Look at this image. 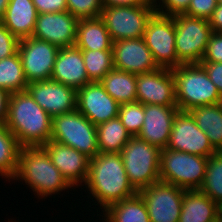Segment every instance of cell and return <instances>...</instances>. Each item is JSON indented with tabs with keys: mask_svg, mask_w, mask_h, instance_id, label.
Returning a JSON list of instances; mask_svg holds the SVG:
<instances>
[{
	"mask_svg": "<svg viewBox=\"0 0 222 222\" xmlns=\"http://www.w3.org/2000/svg\"><path fill=\"white\" fill-rule=\"evenodd\" d=\"M5 126L20 147L44 146L51 140L52 117L27 90L10 94Z\"/></svg>",
	"mask_w": 222,
	"mask_h": 222,
	"instance_id": "obj_1",
	"label": "cell"
},
{
	"mask_svg": "<svg viewBox=\"0 0 222 222\" xmlns=\"http://www.w3.org/2000/svg\"><path fill=\"white\" fill-rule=\"evenodd\" d=\"M85 185L103 210L138 193L129 182L120 153H98L90 159Z\"/></svg>",
	"mask_w": 222,
	"mask_h": 222,
	"instance_id": "obj_2",
	"label": "cell"
},
{
	"mask_svg": "<svg viewBox=\"0 0 222 222\" xmlns=\"http://www.w3.org/2000/svg\"><path fill=\"white\" fill-rule=\"evenodd\" d=\"M15 178L24 180L41 197L72 188L42 146L19 149L18 170L14 180Z\"/></svg>",
	"mask_w": 222,
	"mask_h": 222,
	"instance_id": "obj_3",
	"label": "cell"
},
{
	"mask_svg": "<svg viewBox=\"0 0 222 222\" xmlns=\"http://www.w3.org/2000/svg\"><path fill=\"white\" fill-rule=\"evenodd\" d=\"M178 109L190 111L204 105L222 103L216 85L200 63L182 64L172 69Z\"/></svg>",
	"mask_w": 222,
	"mask_h": 222,
	"instance_id": "obj_4",
	"label": "cell"
},
{
	"mask_svg": "<svg viewBox=\"0 0 222 222\" xmlns=\"http://www.w3.org/2000/svg\"><path fill=\"white\" fill-rule=\"evenodd\" d=\"M208 158L168 148L160 153V181L184 190H199L207 169Z\"/></svg>",
	"mask_w": 222,
	"mask_h": 222,
	"instance_id": "obj_5",
	"label": "cell"
},
{
	"mask_svg": "<svg viewBox=\"0 0 222 222\" xmlns=\"http://www.w3.org/2000/svg\"><path fill=\"white\" fill-rule=\"evenodd\" d=\"M160 153L158 147L150 145L138 136H132L120 152L129 182L137 190L160 180Z\"/></svg>",
	"mask_w": 222,
	"mask_h": 222,
	"instance_id": "obj_6",
	"label": "cell"
},
{
	"mask_svg": "<svg viewBox=\"0 0 222 222\" xmlns=\"http://www.w3.org/2000/svg\"><path fill=\"white\" fill-rule=\"evenodd\" d=\"M51 140L72 147L89 159L99 153L96 125L77 109L52 118Z\"/></svg>",
	"mask_w": 222,
	"mask_h": 222,
	"instance_id": "obj_7",
	"label": "cell"
},
{
	"mask_svg": "<svg viewBox=\"0 0 222 222\" xmlns=\"http://www.w3.org/2000/svg\"><path fill=\"white\" fill-rule=\"evenodd\" d=\"M173 17L178 60L182 64L200 63L213 33L209 21L185 14H176Z\"/></svg>",
	"mask_w": 222,
	"mask_h": 222,
	"instance_id": "obj_8",
	"label": "cell"
},
{
	"mask_svg": "<svg viewBox=\"0 0 222 222\" xmlns=\"http://www.w3.org/2000/svg\"><path fill=\"white\" fill-rule=\"evenodd\" d=\"M156 13L155 5L104 7L103 20L113 42L137 39L144 35L148 21Z\"/></svg>",
	"mask_w": 222,
	"mask_h": 222,
	"instance_id": "obj_9",
	"label": "cell"
},
{
	"mask_svg": "<svg viewBox=\"0 0 222 222\" xmlns=\"http://www.w3.org/2000/svg\"><path fill=\"white\" fill-rule=\"evenodd\" d=\"M143 39L159 68L172 70L182 65L175 50L176 34L173 16L155 13L148 21Z\"/></svg>",
	"mask_w": 222,
	"mask_h": 222,
	"instance_id": "obj_10",
	"label": "cell"
},
{
	"mask_svg": "<svg viewBox=\"0 0 222 222\" xmlns=\"http://www.w3.org/2000/svg\"><path fill=\"white\" fill-rule=\"evenodd\" d=\"M184 191L178 186L159 180L142 188L138 194L143 198L150 222H178Z\"/></svg>",
	"mask_w": 222,
	"mask_h": 222,
	"instance_id": "obj_11",
	"label": "cell"
},
{
	"mask_svg": "<svg viewBox=\"0 0 222 222\" xmlns=\"http://www.w3.org/2000/svg\"><path fill=\"white\" fill-rule=\"evenodd\" d=\"M59 47L33 36L19 41L18 53L29 83L51 79Z\"/></svg>",
	"mask_w": 222,
	"mask_h": 222,
	"instance_id": "obj_12",
	"label": "cell"
},
{
	"mask_svg": "<svg viewBox=\"0 0 222 222\" xmlns=\"http://www.w3.org/2000/svg\"><path fill=\"white\" fill-rule=\"evenodd\" d=\"M166 148L207 158L217 152L191 113L181 110L174 117Z\"/></svg>",
	"mask_w": 222,
	"mask_h": 222,
	"instance_id": "obj_13",
	"label": "cell"
},
{
	"mask_svg": "<svg viewBox=\"0 0 222 222\" xmlns=\"http://www.w3.org/2000/svg\"><path fill=\"white\" fill-rule=\"evenodd\" d=\"M52 118L76 110L77 90L52 79L29 83L26 89Z\"/></svg>",
	"mask_w": 222,
	"mask_h": 222,
	"instance_id": "obj_14",
	"label": "cell"
},
{
	"mask_svg": "<svg viewBox=\"0 0 222 222\" xmlns=\"http://www.w3.org/2000/svg\"><path fill=\"white\" fill-rule=\"evenodd\" d=\"M137 102L162 106H177L175 80L172 70L158 68L151 72L136 74Z\"/></svg>",
	"mask_w": 222,
	"mask_h": 222,
	"instance_id": "obj_15",
	"label": "cell"
},
{
	"mask_svg": "<svg viewBox=\"0 0 222 222\" xmlns=\"http://www.w3.org/2000/svg\"><path fill=\"white\" fill-rule=\"evenodd\" d=\"M119 107L100 82H90L77 90L76 109L96 126L118 117Z\"/></svg>",
	"mask_w": 222,
	"mask_h": 222,
	"instance_id": "obj_16",
	"label": "cell"
},
{
	"mask_svg": "<svg viewBox=\"0 0 222 222\" xmlns=\"http://www.w3.org/2000/svg\"><path fill=\"white\" fill-rule=\"evenodd\" d=\"M78 21L69 11L38 14L32 36L59 48L71 47L76 43Z\"/></svg>",
	"mask_w": 222,
	"mask_h": 222,
	"instance_id": "obj_17",
	"label": "cell"
},
{
	"mask_svg": "<svg viewBox=\"0 0 222 222\" xmlns=\"http://www.w3.org/2000/svg\"><path fill=\"white\" fill-rule=\"evenodd\" d=\"M114 69L142 74L158 69L153 54L143 39H123L112 45Z\"/></svg>",
	"mask_w": 222,
	"mask_h": 222,
	"instance_id": "obj_18",
	"label": "cell"
},
{
	"mask_svg": "<svg viewBox=\"0 0 222 222\" xmlns=\"http://www.w3.org/2000/svg\"><path fill=\"white\" fill-rule=\"evenodd\" d=\"M42 147L47 151L53 165L71 186H78L79 183L86 182L90 164L87 156L53 140L48 141Z\"/></svg>",
	"mask_w": 222,
	"mask_h": 222,
	"instance_id": "obj_19",
	"label": "cell"
},
{
	"mask_svg": "<svg viewBox=\"0 0 222 222\" xmlns=\"http://www.w3.org/2000/svg\"><path fill=\"white\" fill-rule=\"evenodd\" d=\"M178 106L144 105V122L138 137L160 150L167 147Z\"/></svg>",
	"mask_w": 222,
	"mask_h": 222,
	"instance_id": "obj_20",
	"label": "cell"
},
{
	"mask_svg": "<svg viewBox=\"0 0 222 222\" xmlns=\"http://www.w3.org/2000/svg\"><path fill=\"white\" fill-rule=\"evenodd\" d=\"M51 79L76 90L90 83L81 49L76 45L59 48Z\"/></svg>",
	"mask_w": 222,
	"mask_h": 222,
	"instance_id": "obj_21",
	"label": "cell"
},
{
	"mask_svg": "<svg viewBox=\"0 0 222 222\" xmlns=\"http://www.w3.org/2000/svg\"><path fill=\"white\" fill-rule=\"evenodd\" d=\"M37 15L32 0H9L0 21L15 37L21 40L32 36Z\"/></svg>",
	"mask_w": 222,
	"mask_h": 222,
	"instance_id": "obj_22",
	"label": "cell"
},
{
	"mask_svg": "<svg viewBox=\"0 0 222 222\" xmlns=\"http://www.w3.org/2000/svg\"><path fill=\"white\" fill-rule=\"evenodd\" d=\"M220 206L200 190H185L178 222H214Z\"/></svg>",
	"mask_w": 222,
	"mask_h": 222,
	"instance_id": "obj_23",
	"label": "cell"
},
{
	"mask_svg": "<svg viewBox=\"0 0 222 222\" xmlns=\"http://www.w3.org/2000/svg\"><path fill=\"white\" fill-rule=\"evenodd\" d=\"M75 45L81 50H112L113 41L100 17L79 19Z\"/></svg>",
	"mask_w": 222,
	"mask_h": 222,
	"instance_id": "obj_24",
	"label": "cell"
},
{
	"mask_svg": "<svg viewBox=\"0 0 222 222\" xmlns=\"http://www.w3.org/2000/svg\"><path fill=\"white\" fill-rule=\"evenodd\" d=\"M189 112L208 137L212 147L217 152L222 151V103L198 106Z\"/></svg>",
	"mask_w": 222,
	"mask_h": 222,
	"instance_id": "obj_25",
	"label": "cell"
},
{
	"mask_svg": "<svg viewBox=\"0 0 222 222\" xmlns=\"http://www.w3.org/2000/svg\"><path fill=\"white\" fill-rule=\"evenodd\" d=\"M103 212L106 222H150L146 205L138 193L109 205Z\"/></svg>",
	"mask_w": 222,
	"mask_h": 222,
	"instance_id": "obj_26",
	"label": "cell"
},
{
	"mask_svg": "<svg viewBox=\"0 0 222 222\" xmlns=\"http://www.w3.org/2000/svg\"><path fill=\"white\" fill-rule=\"evenodd\" d=\"M100 83L105 91L119 104L137 102L136 74L112 69Z\"/></svg>",
	"mask_w": 222,
	"mask_h": 222,
	"instance_id": "obj_27",
	"label": "cell"
},
{
	"mask_svg": "<svg viewBox=\"0 0 222 222\" xmlns=\"http://www.w3.org/2000/svg\"><path fill=\"white\" fill-rule=\"evenodd\" d=\"M99 153H120L132 135L116 117L96 126Z\"/></svg>",
	"mask_w": 222,
	"mask_h": 222,
	"instance_id": "obj_28",
	"label": "cell"
},
{
	"mask_svg": "<svg viewBox=\"0 0 222 222\" xmlns=\"http://www.w3.org/2000/svg\"><path fill=\"white\" fill-rule=\"evenodd\" d=\"M20 145L16 137L0 124V174L4 178L14 179L18 170Z\"/></svg>",
	"mask_w": 222,
	"mask_h": 222,
	"instance_id": "obj_29",
	"label": "cell"
},
{
	"mask_svg": "<svg viewBox=\"0 0 222 222\" xmlns=\"http://www.w3.org/2000/svg\"><path fill=\"white\" fill-rule=\"evenodd\" d=\"M28 82L24 75L19 53L0 60V88L7 92H21L27 89Z\"/></svg>",
	"mask_w": 222,
	"mask_h": 222,
	"instance_id": "obj_30",
	"label": "cell"
},
{
	"mask_svg": "<svg viewBox=\"0 0 222 222\" xmlns=\"http://www.w3.org/2000/svg\"><path fill=\"white\" fill-rule=\"evenodd\" d=\"M199 190L222 206V151L208 157L204 182Z\"/></svg>",
	"mask_w": 222,
	"mask_h": 222,
	"instance_id": "obj_31",
	"label": "cell"
},
{
	"mask_svg": "<svg viewBox=\"0 0 222 222\" xmlns=\"http://www.w3.org/2000/svg\"><path fill=\"white\" fill-rule=\"evenodd\" d=\"M86 73L91 82H100L114 69L112 50H81Z\"/></svg>",
	"mask_w": 222,
	"mask_h": 222,
	"instance_id": "obj_32",
	"label": "cell"
},
{
	"mask_svg": "<svg viewBox=\"0 0 222 222\" xmlns=\"http://www.w3.org/2000/svg\"><path fill=\"white\" fill-rule=\"evenodd\" d=\"M118 118L132 136H138L144 122V104L139 102L120 104Z\"/></svg>",
	"mask_w": 222,
	"mask_h": 222,
	"instance_id": "obj_33",
	"label": "cell"
},
{
	"mask_svg": "<svg viewBox=\"0 0 222 222\" xmlns=\"http://www.w3.org/2000/svg\"><path fill=\"white\" fill-rule=\"evenodd\" d=\"M67 11L78 19L100 17L104 8L101 0H66Z\"/></svg>",
	"mask_w": 222,
	"mask_h": 222,
	"instance_id": "obj_34",
	"label": "cell"
},
{
	"mask_svg": "<svg viewBox=\"0 0 222 222\" xmlns=\"http://www.w3.org/2000/svg\"><path fill=\"white\" fill-rule=\"evenodd\" d=\"M19 41L0 21V60L16 54Z\"/></svg>",
	"mask_w": 222,
	"mask_h": 222,
	"instance_id": "obj_35",
	"label": "cell"
},
{
	"mask_svg": "<svg viewBox=\"0 0 222 222\" xmlns=\"http://www.w3.org/2000/svg\"><path fill=\"white\" fill-rule=\"evenodd\" d=\"M217 0H191L187 11V16L209 19L216 9Z\"/></svg>",
	"mask_w": 222,
	"mask_h": 222,
	"instance_id": "obj_36",
	"label": "cell"
},
{
	"mask_svg": "<svg viewBox=\"0 0 222 222\" xmlns=\"http://www.w3.org/2000/svg\"><path fill=\"white\" fill-rule=\"evenodd\" d=\"M201 62L222 63V32H213Z\"/></svg>",
	"mask_w": 222,
	"mask_h": 222,
	"instance_id": "obj_37",
	"label": "cell"
},
{
	"mask_svg": "<svg viewBox=\"0 0 222 222\" xmlns=\"http://www.w3.org/2000/svg\"><path fill=\"white\" fill-rule=\"evenodd\" d=\"M156 1L157 0H153L156 13L165 16H174L176 14H184L188 9L191 0H161V8H157L160 7V3L158 5ZM163 8L166 9L164 10Z\"/></svg>",
	"mask_w": 222,
	"mask_h": 222,
	"instance_id": "obj_38",
	"label": "cell"
},
{
	"mask_svg": "<svg viewBox=\"0 0 222 222\" xmlns=\"http://www.w3.org/2000/svg\"><path fill=\"white\" fill-rule=\"evenodd\" d=\"M38 14L67 11L66 0H32Z\"/></svg>",
	"mask_w": 222,
	"mask_h": 222,
	"instance_id": "obj_39",
	"label": "cell"
},
{
	"mask_svg": "<svg viewBox=\"0 0 222 222\" xmlns=\"http://www.w3.org/2000/svg\"><path fill=\"white\" fill-rule=\"evenodd\" d=\"M207 72L210 80L216 85L222 99V63L200 62Z\"/></svg>",
	"mask_w": 222,
	"mask_h": 222,
	"instance_id": "obj_40",
	"label": "cell"
},
{
	"mask_svg": "<svg viewBox=\"0 0 222 222\" xmlns=\"http://www.w3.org/2000/svg\"><path fill=\"white\" fill-rule=\"evenodd\" d=\"M103 7L154 5L153 0H101Z\"/></svg>",
	"mask_w": 222,
	"mask_h": 222,
	"instance_id": "obj_41",
	"label": "cell"
},
{
	"mask_svg": "<svg viewBox=\"0 0 222 222\" xmlns=\"http://www.w3.org/2000/svg\"><path fill=\"white\" fill-rule=\"evenodd\" d=\"M213 32H222V4H218L208 19Z\"/></svg>",
	"mask_w": 222,
	"mask_h": 222,
	"instance_id": "obj_42",
	"label": "cell"
},
{
	"mask_svg": "<svg viewBox=\"0 0 222 222\" xmlns=\"http://www.w3.org/2000/svg\"><path fill=\"white\" fill-rule=\"evenodd\" d=\"M10 93L0 88V124H5L8 115Z\"/></svg>",
	"mask_w": 222,
	"mask_h": 222,
	"instance_id": "obj_43",
	"label": "cell"
},
{
	"mask_svg": "<svg viewBox=\"0 0 222 222\" xmlns=\"http://www.w3.org/2000/svg\"><path fill=\"white\" fill-rule=\"evenodd\" d=\"M9 0H0V19L4 15L6 8L8 6Z\"/></svg>",
	"mask_w": 222,
	"mask_h": 222,
	"instance_id": "obj_44",
	"label": "cell"
},
{
	"mask_svg": "<svg viewBox=\"0 0 222 222\" xmlns=\"http://www.w3.org/2000/svg\"><path fill=\"white\" fill-rule=\"evenodd\" d=\"M214 222H222V212H220V213L216 216Z\"/></svg>",
	"mask_w": 222,
	"mask_h": 222,
	"instance_id": "obj_45",
	"label": "cell"
},
{
	"mask_svg": "<svg viewBox=\"0 0 222 222\" xmlns=\"http://www.w3.org/2000/svg\"><path fill=\"white\" fill-rule=\"evenodd\" d=\"M217 3L218 4H222V0H217Z\"/></svg>",
	"mask_w": 222,
	"mask_h": 222,
	"instance_id": "obj_46",
	"label": "cell"
}]
</instances>
